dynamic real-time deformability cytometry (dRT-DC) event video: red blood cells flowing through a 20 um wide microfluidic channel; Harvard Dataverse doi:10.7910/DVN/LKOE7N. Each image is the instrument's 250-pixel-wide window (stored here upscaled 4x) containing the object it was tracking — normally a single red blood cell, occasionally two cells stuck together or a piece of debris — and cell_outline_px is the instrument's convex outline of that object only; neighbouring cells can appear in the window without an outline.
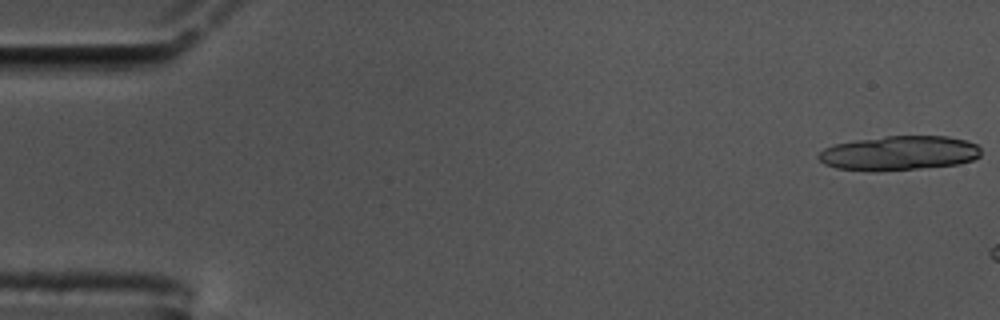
{"species": "common noctule bat (a hibernating species)", "species_latin": "Nyctalus noctula", "temperature_condition": "cold", "stored_images_in_passage": 7, "camera_frame_rate_fps": 3000, "um_per_image_px": 0.085, "animal": {"sex": "male", "body_mass_g": 17.5, "forearm_length_mm": 52.3}, "frame": {"image": 1, "passage_image": 1, "time_ms": 0.0, "image_size_px": [1000, 320], "cell_outline_px": [[980, 156], [972, 160], [960, 164], [920, 168], [876, 172], [872, 172], [836, 168], [824, 164], [816, 156], [824, 148], [836, 144], [856, 140], [884, 136], [948, 136], [964, 140], [976, 144], [980, 148]], "centroid_in_image_um": [76.4, 13.02], "position_along_channel_um": 8.6, "area_um2": 32.77}}